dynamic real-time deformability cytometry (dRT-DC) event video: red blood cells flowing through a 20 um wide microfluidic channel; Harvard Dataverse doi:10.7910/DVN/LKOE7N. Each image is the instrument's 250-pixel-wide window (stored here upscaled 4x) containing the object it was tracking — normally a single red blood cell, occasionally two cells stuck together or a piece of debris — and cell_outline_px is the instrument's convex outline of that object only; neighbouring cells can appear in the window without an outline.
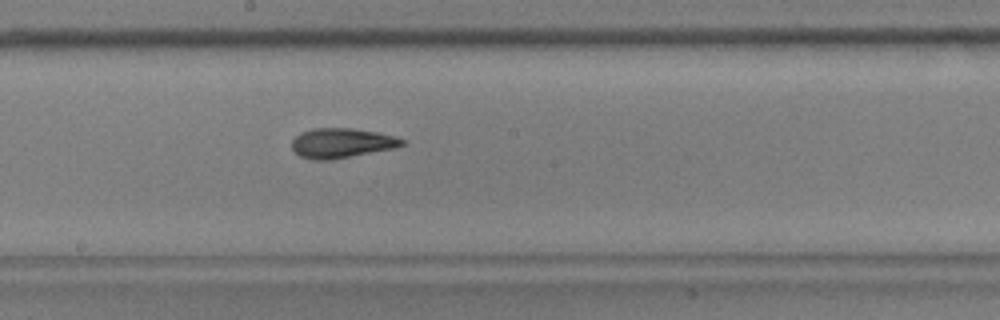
{"species": "common noctule bat (a hibernating species)", "species_latin": "Nyctalus noctula", "temperature_condition": "warm", "stored_images_in_passage": 32, "camera_frame_rate_fps": 3000, "um_per_image_px": 0.085, "animal": {"sex": "male", "body_mass_g": 17.9, "forearm_length_mm": 54.2}, "frame": {"image": 1, "passage_image": 13, "time_ms": 4.0, "image_size_px": [1000, 320], "cell_outline_px": [[404, 144], [396, 148], [332, 160], [312, 160], [300, 156], [292, 152], [292, 140], [300, 132], [312, 128], [352, 128], [376, 132], [396, 136], [404, 140]], "centroid_in_image_um": [29.01, 12.17], "position_along_channel_um": 219.2, "area_um2": 19.36}}
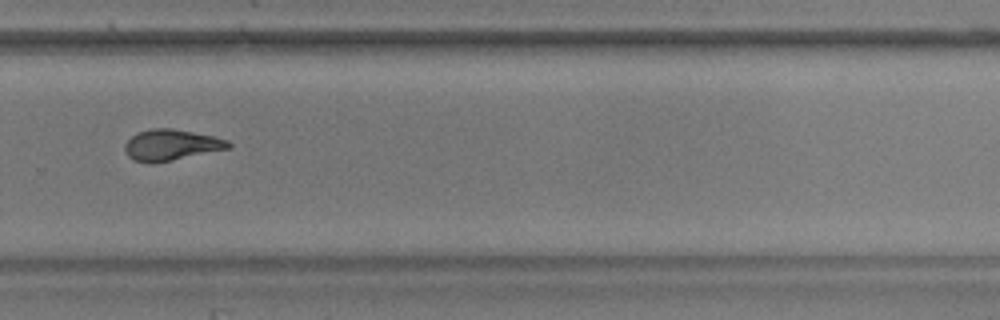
{"frame": {"image": 2, "passage_image": 21, "time_ms": 6.667, "image_size_px": [1000, 320], "cell_outline_px": [[232, 148], [152, 164], [148, 164], [132, 160], [128, 156], [124, 148], [124, 144], [136, 132], [152, 128], [172, 128], [212, 136], [228, 140], [232, 144]], "centroid_in_image_um": [14.53, 12.33], "position_along_channel_um": 315.3, "area_um2": 18.9}}
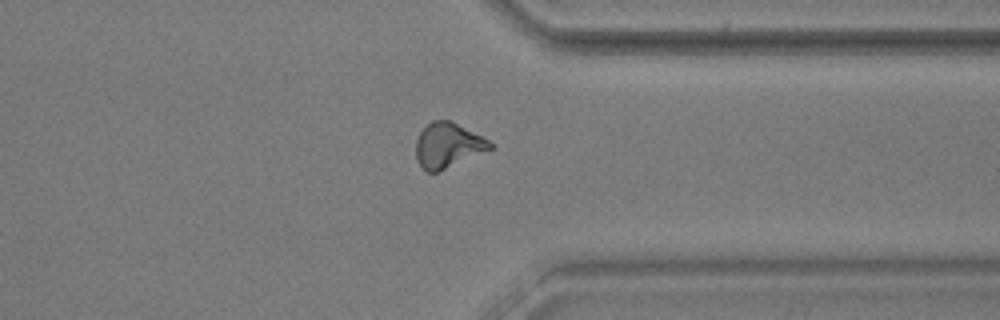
{"frame": {"image": 3, "passage_image": 26, "time_ms": 8.333, "image_size_px": [1000, 320], "cell_outline_px": [[492, 148], [436, 172], [428, 172], [416, 160], [416, 140], [420, 132], [432, 120], [448, 120], [488, 140], [492, 144]], "centroid_in_image_um": [38.01, 12.35], "position_along_channel_um": 373.4, "area_um2": 18.67}}